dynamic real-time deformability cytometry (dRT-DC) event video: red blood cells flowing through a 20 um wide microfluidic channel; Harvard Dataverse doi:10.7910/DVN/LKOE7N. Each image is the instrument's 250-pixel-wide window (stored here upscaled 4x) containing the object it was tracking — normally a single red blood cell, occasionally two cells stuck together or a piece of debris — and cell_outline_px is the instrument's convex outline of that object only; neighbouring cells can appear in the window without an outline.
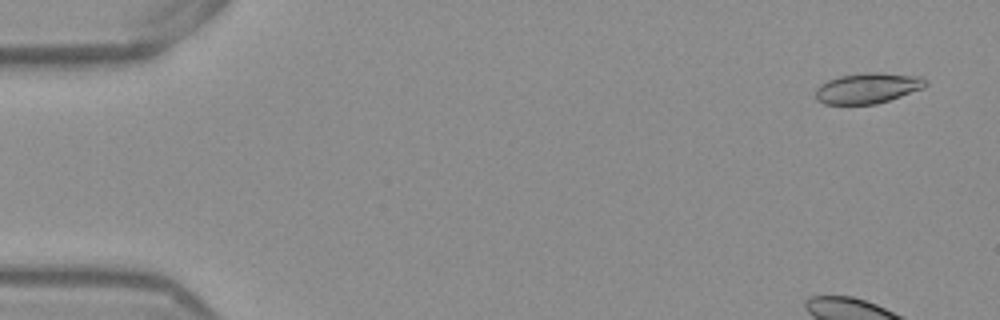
{"species": "Egyptian fruit bat (a non-hibernating species)", "species_latin": "Rousettus aegyptiacus", "temperature_condition": "warm", "stored_images_in_passage": 14, "camera_frame_rate_fps": 3000, "um_per_image_px": 0.085, "frame": {"image": 1, "passage_image": 3, "time_ms": 0.667, "image_size_px": [1000, 320], "cell_outline_px": [[928, 84], [924, 88], [876, 104], [824, 104], [816, 100], [816, 88], [820, 84], [828, 80], [840, 76], [860, 72], [880, 72], [924, 76], [928, 80]], "centroid_in_image_um": [73.79, 7.47], "position_along_channel_um": 11.2, "area_um2": 19.88}}